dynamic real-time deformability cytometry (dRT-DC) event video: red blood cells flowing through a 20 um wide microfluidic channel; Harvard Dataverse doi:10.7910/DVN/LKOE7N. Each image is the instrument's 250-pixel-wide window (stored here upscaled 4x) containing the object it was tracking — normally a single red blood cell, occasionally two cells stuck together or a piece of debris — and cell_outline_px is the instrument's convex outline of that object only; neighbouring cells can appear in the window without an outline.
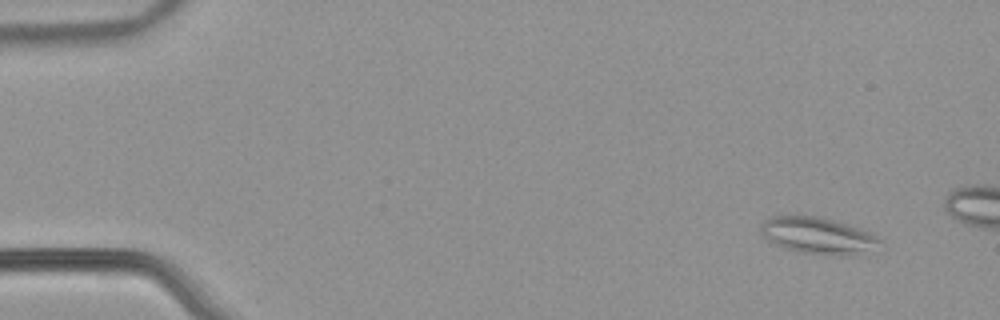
{"species": "common noctule bat (a hibernating species)", "species_latin": "Nyctalus noctula", "temperature_condition": "warm", "stored_images_in_passage": 15, "camera_frame_rate_fps": 3000, "um_per_image_px": 0.085, "animal": {"sex": "male", "body_mass_g": 21.5, "forearm_length_mm": 52.0}, "frame": {"image": 1, "passage_image": 5, "time_ms": 1.333, "image_size_px": [1000, 320], "cell_outline_px": [[880, 240], [856, 256], [832, 256], [800, 252], [784, 248], [768, 240], [760, 232], [760, 224], [764, 220], [772, 216], [816, 216], [832, 220], [868, 232], [876, 236]], "centroid_in_image_um": [69.41, 20.04], "position_along_channel_um": 15.6, "area_um2": 24.8}}